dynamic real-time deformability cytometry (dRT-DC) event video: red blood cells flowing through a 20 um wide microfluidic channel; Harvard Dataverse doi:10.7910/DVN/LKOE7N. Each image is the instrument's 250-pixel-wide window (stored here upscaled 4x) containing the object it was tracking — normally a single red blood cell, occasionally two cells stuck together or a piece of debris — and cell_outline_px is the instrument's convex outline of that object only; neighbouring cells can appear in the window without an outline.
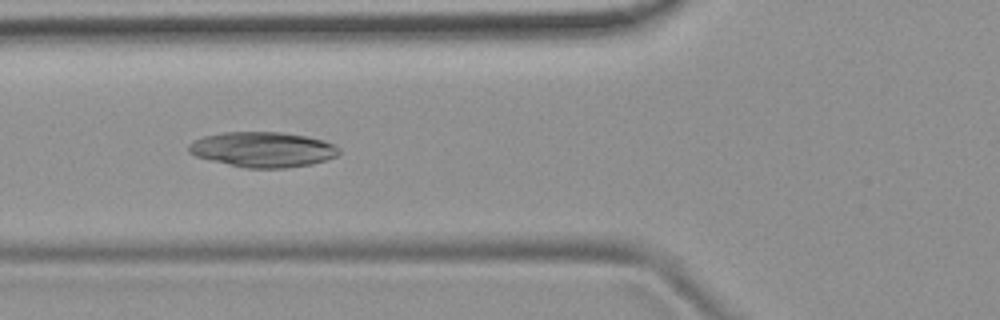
{"species": "common noctule bat (a hibernating species)", "species_latin": "Nyctalus noctula", "temperature_condition": "room temperature", "stored_images_in_passage": 7, "camera_frame_rate_fps": 3000, "um_per_image_px": 0.085, "animal": {"sex": "female", "body_mass_g": 19.9}, "frame": {"image": 1, "passage_image": 5, "time_ms": 5.667, "image_size_px": [1000, 320], "cell_outline_px": [[340, 152], [336, 156], [312, 164], [284, 168], [244, 168], [196, 156], [188, 152], [188, 144], [204, 136], [224, 132], [284, 132], [324, 140], [340, 148]], "centroid_in_image_um": [22.34, 12.7], "position_along_channel_um": 103.5, "area_um2": 30.69}}
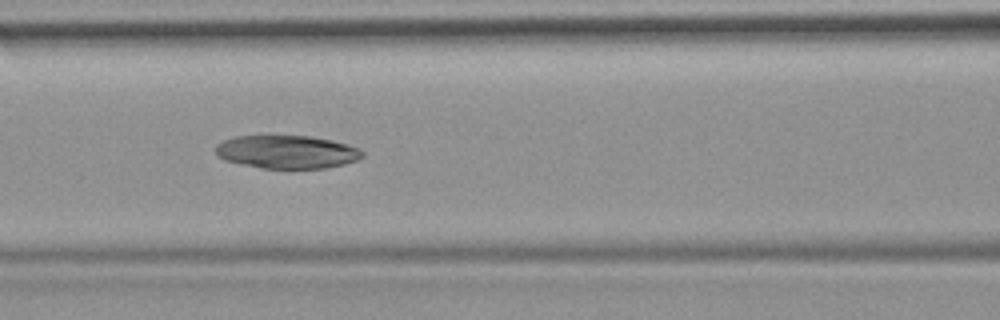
{"frame": {"image": 2, "passage_image": 6, "time_ms": 6.667, "image_size_px": [1000, 320], "cell_outline_px": [[364, 156], [356, 160], [344, 164], [324, 168], [260, 168], [240, 164], [224, 160], [216, 156], [216, 144], [224, 140], [236, 136], [312, 136], [332, 140], [360, 148], [364, 152]], "centroid_in_image_um": [24.38, 12.91], "position_along_channel_um": 142.2, "area_um2": 28.44}}